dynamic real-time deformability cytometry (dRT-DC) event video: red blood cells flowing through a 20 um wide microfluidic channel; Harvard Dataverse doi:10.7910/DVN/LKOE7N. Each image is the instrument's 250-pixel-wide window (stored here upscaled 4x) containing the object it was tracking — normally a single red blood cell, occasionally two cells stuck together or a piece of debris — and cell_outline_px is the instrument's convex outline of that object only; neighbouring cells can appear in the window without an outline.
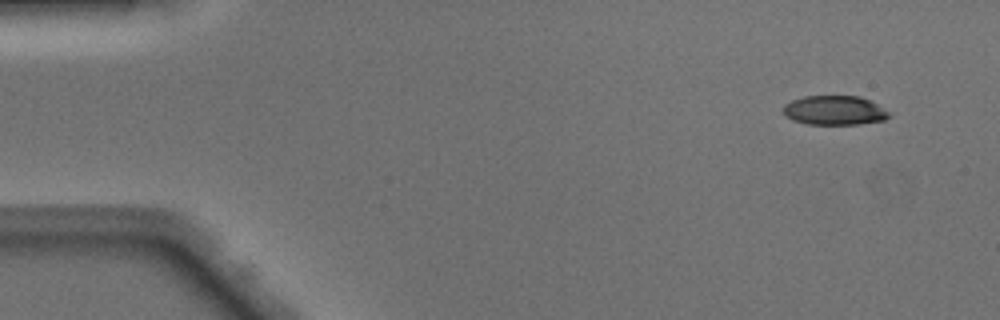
{"species": "Egyptian fruit bat (a non-hibernating species)", "species_latin": "Rousettus aegyptiacus", "temperature_condition": "warm", "stored_images_in_passage": 46, "camera_frame_rate_fps": 3000, "um_per_image_px": 0.085, "animal": {"sex": "male"}, "frame": {"image": 1, "passage_image": 1, "time_ms": 0.0, "image_size_px": [1000, 320], "cell_outline_px": [[892, 116], [884, 120], [860, 124], [808, 124], [792, 120], [784, 116], [784, 104], [792, 100], [804, 96], [860, 96], [876, 104], [888, 112]], "centroid_in_image_um": [70.91, 9.38], "position_along_channel_um": 14.1, "area_um2": 18.03}}
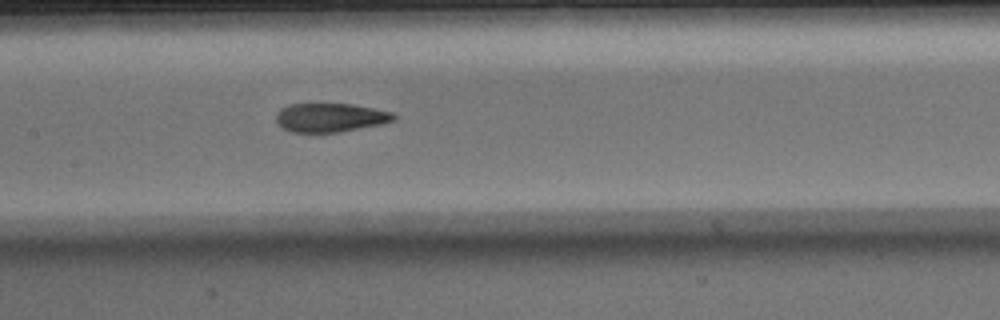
{"frame": {"image": 2, "passage_image": 21, "time_ms": 6.667, "image_size_px": [1000, 320], "cell_outline_px": [[396, 120], [384, 124], [340, 132], [292, 132], [280, 128], [276, 124], [276, 112], [280, 108], [288, 104], [352, 104], [392, 112], [396, 116]], "centroid_in_image_um": [28.05, 10.0], "position_along_channel_um": 179.3, "area_um2": 20.06}}
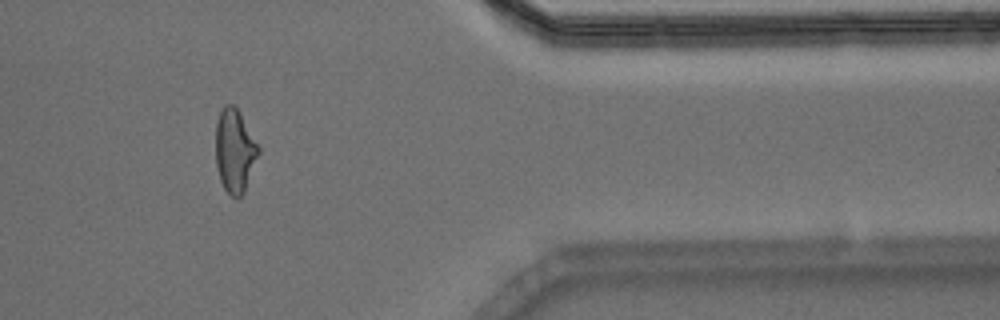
{"frame": {"image": 3, "passage_image": 38, "time_ms": 12.333, "image_size_px": [1000, 320], "cell_outline_px": [[260, 152], [244, 192], [240, 196], [232, 196], [224, 188], [220, 180], [216, 164], [216, 124], [220, 112], [224, 104], [232, 104], [240, 112], [260, 148]], "centroid_in_image_um": [19.96, 12.79], "position_along_channel_um": 391.4, "area_um2": 20.63}, "authors_computed_cell_mechanics": {"area_um2": 20.3745, "velocity_mm_per_s": 4.1292, "shape_relaxation_time_tau1_ms": 4.9059, "shape_relaxation_time_tau2_ms": 1.5862, "deformation_change_tau1": 0.2158, "deformation_change_tau2": 0.104}}